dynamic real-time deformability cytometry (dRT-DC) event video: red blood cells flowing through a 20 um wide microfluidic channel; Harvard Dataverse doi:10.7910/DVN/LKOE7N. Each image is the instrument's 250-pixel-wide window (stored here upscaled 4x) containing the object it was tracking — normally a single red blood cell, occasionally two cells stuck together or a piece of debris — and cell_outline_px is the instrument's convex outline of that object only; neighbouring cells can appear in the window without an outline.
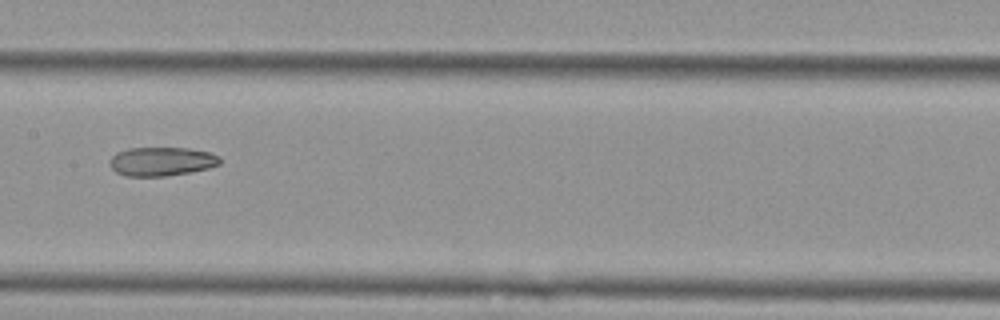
{"species": "Egyptian fruit bat (a non-hibernating species)", "species_latin": "Rousettus aegyptiacus", "temperature_condition": "cold", "stored_images_in_passage": 13, "camera_frame_rate_fps": 3000, "um_per_image_px": 0.085, "animal": {"sex": "female"}, "frame": {"image": 1, "passage_image": 6, "time_ms": 1.667, "image_size_px": [1000, 320], "cell_outline_px": [[220, 164], [208, 168], [168, 176], [124, 176], [116, 172], [108, 164], [108, 160], [116, 152], [128, 148], [188, 148], [212, 152], [220, 156]], "centroid_in_image_um": [13.71, 13.72], "position_along_channel_um": 193.7, "area_um2": 18.73}}
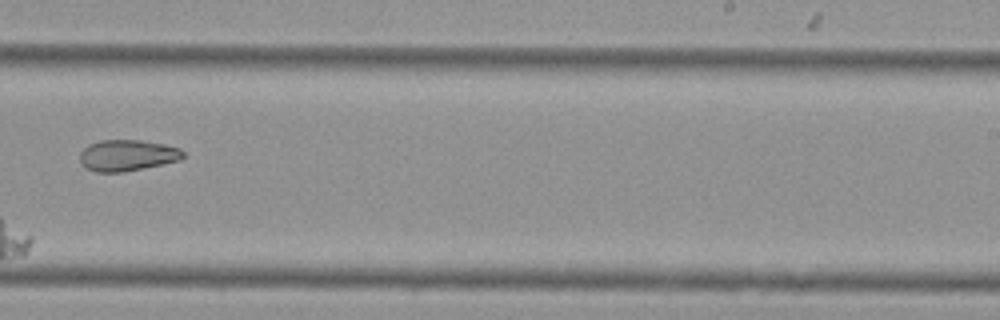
{"frame": {"image": 2, "passage_image": 8, "time_ms": 2.333, "image_size_px": [1000, 320], "cell_outline_px": [[184, 156], [180, 160], [124, 172], [96, 172], [88, 168], [80, 160], [80, 152], [88, 144], [100, 140], [140, 140], [164, 144], [180, 148], [184, 152]], "centroid_in_image_um": [10.83, 13.19], "position_along_channel_um": 278.2, "area_um2": 18.67}}
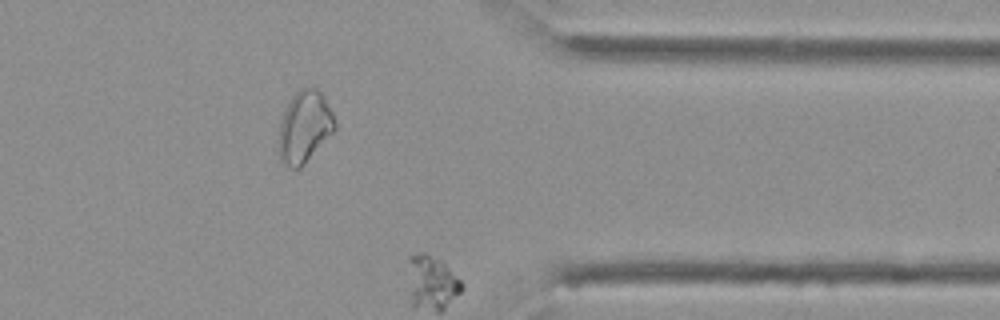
{"frame": {"image": 3, "passage_image": 11, "time_ms": 3.333, "image_size_px": [1000, 320], "cell_outline_px": [[336, 128], [304, 164], [300, 168], [288, 168], [280, 160], [280, 120], [292, 96], [300, 88], [316, 88], [320, 92], [332, 112], [336, 124]], "centroid_in_image_um": [25.88, 10.79], "position_along_channel_um": 385.5, "area_um2": 22.89}}